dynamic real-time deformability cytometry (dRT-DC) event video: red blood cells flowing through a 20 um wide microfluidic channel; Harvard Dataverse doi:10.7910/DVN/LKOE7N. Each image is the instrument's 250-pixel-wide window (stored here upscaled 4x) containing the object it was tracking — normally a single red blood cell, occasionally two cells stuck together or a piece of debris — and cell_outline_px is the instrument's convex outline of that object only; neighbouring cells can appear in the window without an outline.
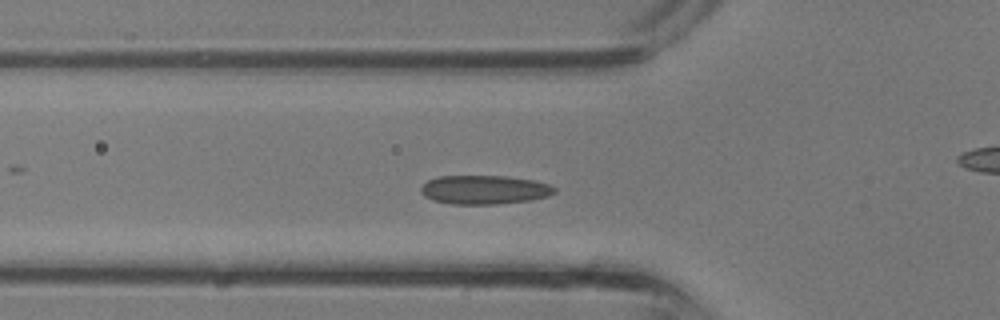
{"species": "common noctule bat (a hibernating species)", "species_latin": "Nyctalus noctula", "temperature_condition": "room temperature", "stored_images_in_passage": 8, "camera_frame_rate_fps": 3000, "um_per_image_px": 0.085, "animal": {"sex": "male", "body_mass_g": 13.3}, "frame": {"image": 1, "passage_image": 6, "time_ms": 1.667, "image_size_px": [1000, 320], "cell_outline_px": [[556, 192], [548, 196], [532, 200], [496, 204], [452, 204], [432, 200], [424, 196], [420, 192], [420, 188], [428, 180], [440, 176], [508, 176], [532, 180], [548, 184], [556, 188]], "centroid_in_image_um": [41.17, 16.13], "position_along_channel_um": 84.6, "area_um2": 22.54}}
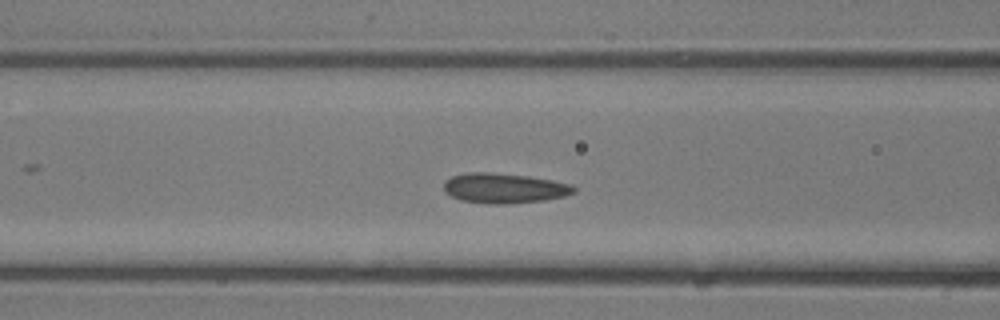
{"frame": {"image": 2, "passage_image": 8, "time_ms": 2.333, "image_size_px": [1000, 320], "cell_outline_px": [[576, 192], [564, 196], [544, 200], [508, 204], [484, 204], [460, 200], [444, 192], [444, 180], [452, 176], [468, 172], [488, 172], [528, 176], [552, 180], [572, 184], [576, 188]], "centroid_in_image_um": [42.84, 16.0], "position_along_channel_um": 123.8, "area_um2": 22.95}}